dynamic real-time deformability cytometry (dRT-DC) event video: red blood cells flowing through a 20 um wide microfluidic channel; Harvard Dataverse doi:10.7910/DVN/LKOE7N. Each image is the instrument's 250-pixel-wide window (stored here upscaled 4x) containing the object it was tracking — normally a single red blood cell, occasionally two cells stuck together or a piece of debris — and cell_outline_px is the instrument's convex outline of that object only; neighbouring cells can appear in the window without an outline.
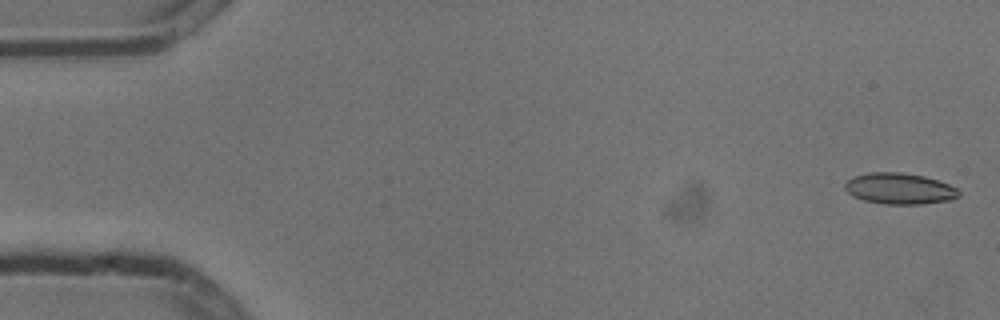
{"species": "common noctule bat (a hibernating species)", "species_latin": "Nyctalus noctula", "temperature_condition": "cold", "stored_images_in_passage": 6, "segment_of_instrument_passage": [1, 2], "camera_frame_rate_fps": 3000, "um_per_image_px": 0.085, "animal": {"sex": "male", "body_mass_g": 13.3}, "frame": {"image": 1, "passage_image": 1, "time_ms": 0.0, "image_size_px": [1000, 320], "cell_outline_px": [[960, 196], [948, 200], [920, 204], [884, 204], [864, 200], [852, 196], [844, 188], [844, 184], [852, 176], [868, 172], [900, 172], [924, 176], [948, 184], [956, 188], [960, 192]], "centroid_in_image_um": [76.42, 16.02], "position_along_channel_um": 8.6, "area_um2": 20.63}}